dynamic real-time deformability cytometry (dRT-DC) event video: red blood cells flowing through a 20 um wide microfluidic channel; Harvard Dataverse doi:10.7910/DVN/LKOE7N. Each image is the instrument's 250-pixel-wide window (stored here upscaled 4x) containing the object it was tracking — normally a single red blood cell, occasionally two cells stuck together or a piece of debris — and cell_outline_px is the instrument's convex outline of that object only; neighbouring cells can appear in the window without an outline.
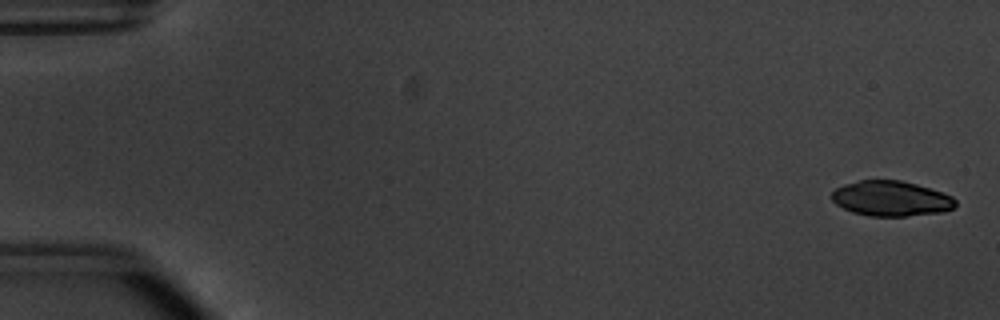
{"species": "common noctule bat (a hibernating species)", "species_latin": "Nyctalus noctula", "temperature_condition": "warm", "stored_images_in_passage": 14, "camera_frame_rate_fps": 3000, "um_per_image_px": 0.085, "animal": {"sex": "male", "body_mass_g": 20.1, "forearm_length_mm": 53.5}, "frame": {"image": 1, "passage_image": 1, "time_ms": 0.0, "image_size_px": [1000, 320], "cell_outline_px": [[956, 204], [952, 208], [944, 212], [904, 216], [868, 216], [852, 212], [836, 204], [832, 200], [832, 192], [836, 188], [844, 184], [860, 180], [900, 180], [916, 184], [952, 196], [956, 200]], "centroid_in_image_um": [75.72, 16.88], "position_along_channel_um": 9.3, "area_um2": 25.26}}